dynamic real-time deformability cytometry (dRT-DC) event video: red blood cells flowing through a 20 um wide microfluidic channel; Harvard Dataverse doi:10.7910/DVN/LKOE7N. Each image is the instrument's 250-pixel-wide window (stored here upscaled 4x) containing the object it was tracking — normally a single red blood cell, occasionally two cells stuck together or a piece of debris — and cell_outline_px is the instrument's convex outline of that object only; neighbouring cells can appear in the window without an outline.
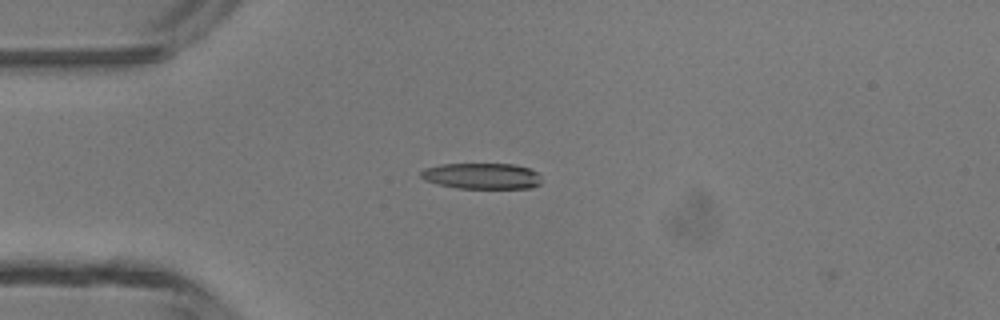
{"species": "common noctule bat (a hibernating species)", "species_latin": "Nyctalus noctula", "temperature_condition": "room temperature", "stored_images_in_passage": 4, "camera_frame_rate_fps": 3000, "um_per_image_px": 0.085, "animal": {"sex": "male", "body_mass_g": 13.3}, "frame": {"image": 1, "passage_image": 3, "time_ms": 2.333, "image_size_px": [1000, 320], "cell_outline_px": [[540, 184], [532, 188], [456, 188], [424, 180], [420, 176], [420, 172], [424, 168], [440, 164], [512, 164], [528, 168], [536, 172], [540, 176]], "centroid_in_image_um": [40.94, 14.96], "position_along_channel_um": 44.1, "area_um2": 18.21}}